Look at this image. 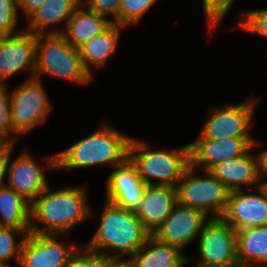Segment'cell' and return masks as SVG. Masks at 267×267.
<instances>
[{"mask_svg":"<svg viewBox=\"0 0 267 267\" xmlns=\"http://www.w3.org/2000/svg\"><path fill=\"white\" fill-rule=\"evenodd\" d=\"M30 208L20 194L9 186H0V227L30 230Z\"/></svg>","mask_w":267,"mask_h":267,"instance_id":"cb8c5ba5","label":"cell"},{"mask_svg":"<svg viewBox=\"0 0 267 267\" xmlns=\"http://www.w3.org/2000/svg\"><path fill=\"white\" fill-rule=\"evenodd\" d=\"M236 0H202L204 18L207 30L212 36Z\"/></svg>","mask_w":267,"mask_h":267,"instance_id":"83f0119b","label":"cell"},{"mask_svg":"<svg viewBox=\"0 0 267 267\" xmlns=\"http://www.w3.org/2000/svg\"><path fill=\"white\" fill-rule=\"evenodd\" d=\"M260 146L256 139L253 146L243 155L224 159L215 164L209 171L229 190H240L242 187L253 189L260 185L257 176L256 158L251 152ZM253 186V187H252Z\"/></svg>","mask_w":267,"mask_h":267,"instance_id":"ac0fdd59","label":"cell"},{"mask_svg":"<svg viewBox=\"0 0 267 267\" xmlns=\"http://www.w3.org/2000/svg\"><path fill=\"white\" fill-rule=\"evenodd\" d=\"M238 264L267 265V225L236 231Z\"/></svg>","mask_w":267,"mask_h":267,"instance_id":"603a6c76","label":"cell"},{"mask_svg":"<svg viewBox=\"0 0 267 267\" xmlns=\"http://www.w3.org/2000/svg\"><path fill=\"white\" fill-rule=\"evenodd\" d=\"M111 24L105 17L86 9L81 4L68 20L61 35L70 45L78 49L91 38L100 35Z\"/></svg>","mask_w":267,"mask_h":267,"instance_id":"7402d4cb","label":"cell"},{"mask_svg":"<svg viewBox=\"0 0 267 267\" xmlns=\"http://www.w3.org/2000/svg\"><path fill=\"white\" fill-rule=\"evenodd\" d=\"M260 101L250 94L245 101L212 107L196 139H255L250 129L254 126V111Z\"/></svg>","mask_w":267,"mask_h":267,"instance_id":"52a82bcc","label":"cell"},{"mask_svg":"<svg viewBox=\"0 0 267 267\" xmlns=\"http://www.w3.org/2000/svg\"><path fill=\"white\" fill-rule=\"evenodd\" d=\"M86 185L65 186L53 191L48 186L30 208V233L66 235L93 217ZM42 224V225H41Z\"/></svg>","mask_w":267,"mask_h":267,"instance_id":"6da1fadb","label":"cell"},{"mask_svg":"<svg viewBox=\"0 0 267 267\" xmlns=\"http://www.w3.org/2000/svg\"><path fill=\"white\" fill-rule=\"evenodd\" d=\"M256 158L257 176L260 185H263L267 180V148L258 154H254Z\"/></svg>","mask_w":267,"mask_h":267,"instance_id":"836d02e7","label":"cell"},{"mask_svg":"<svg viewBox=\"0 0 267 267\" xmlns=\"http://www.w3.org/2000/svg\"><path fill=\"white\" fill-rule=\"evenodd\" d=\"M19 13L18 0H0V36L21 32L17 29Z\"/></svg>","mask_w":267,"mask_h":267,"instance_id":"f546056e","label":"cell"},{"mask_svg":"<svg viewBox=\"0 0 267 267\" xmlns=\"http://www.w3.org/2000/svg\"><path fill=\"white\" fill-rule=\"evenodd\" d=\"M122 28L126 27L118 24H111L100 35L91 38L90 41L78 48L84 68L94 77L93 68H104L110 60V56L115 53L120 40Z\"/></svg>","mask_w":267,"mask_h":267,"instance_id":"44dd1931","label":"cell"},{"mask_svg":"<svg viewBox=\"0 0 267 267\" xmlns=\"http://www.w3.org/2000/svg\"><path fill=\"white\" fill-rule=\"evenodd\" d=\"M9 89L7 84L0 83V135L16 144L20 137L13 131Z\"/></svg>","mask_w":267,"mask_h":267,"instance_id":"f1b7e54d","label":"cell"},{"mask_svg":"<svg viewBox=\"0 0 267 267\" xmlns=\"http://www.w3.org/2000/svg\"><path fill=\"white\" fill-rule=\"evenodd\" d=\"M13 151L12 148L7 163L5 184L31 204L49 186L45 172L56 170V153L43 156L45 162L41 166L36 163L27 148L12 159Z\"/></svg>","mask_w":267,"mask_h":267,"instance_id":"30bf717a","label":"cell"},{"mask_svg":"<svg viewBox=\"0 0 267 267\" xmlns=\"http://www.w3.org/2000/svg\"><path fill=\"white\" fill-rule=\"evenodd\" d=\"M254 192L246 190L229 191L227 207L221 217L235 231L267 225V192L262 185Z\"/></svg>","mask_w":267,"mask_h":267,"instance_id":"4fadbf2b","label":"cell"},{"mask_svg":"<svg viewBox=\"0 0 267 267\" xmlns=\"http://www.w3.org/2000/svg\"><path fill=\"white\" fill-rule=\"evenodd\" d=\"M189 165L178 182V203L204 212L210 218L222 217L227 207L229 190L210 172ZM197 174V175H196Z\"/></svg>","mask_w":267,"mask_h":267,"instance_id":"8992f818","label":"cell"},{"mask_svg":"<svg viewBox=\"0 0 267 267\" xmlns=\"http://www.w3.org/2000/svg\"><path fill=\"white\" fill-rule=\"evenodd\" d=\"M46 0H18L19 11L24 18H28L36 11Z\"/></svg>","mask_w":267,"mask_h":267,"instance_id":"e575fe53","label":"cell"},{"mask_svg":"<svg viewBox=\"0 0 267 267\" xmlns=\"http://www.w3.org/2000/svg\"><path fill=\"white\" fill-rule=\"evenodd\" d=\"M131 136L102 123L87 137L56 152V169H87L93 166L116 167L128 158Z\"/></svg>","mask_w":267,"mask_h":267,"instance_id":"3957f363","label":"cell"},{"mask_svg":"<svg viewBox=\"0 0 267 267\" xmlns=\"http://www.w3.org/2000/svg\"><path fill=\"white\" fill-rule=\"evenodd\" d=\"M178 203L177 189L166 185H146L135 215L152 235Z\"/></svg>","mask_w":267,"mask_h":267,"instance_id":"e0dca14e","label":"cell"},{"mask_svg":"<svg viewBox=\"0 0 267 267\" xmlns=\"http://www.w3.org/2000/svg\"><path fill=\"white\" fill-rule=\"evenodd\" d=\"M104 260L105 257L83 245L72 255L67 267H102Z\"/></svg>","mask_w":267,"mask_h":267,"instance_id":"1f68e13d","label":"cell"},{"mask_svg":"<svg viewBox=\"0 0 267 267\" xmlns=\"http://www.w3.org/2000/svg\"><path fill=\"white\" fill-rule=\"evenodd\" d=\"M80 5L81 0H46L41 7L25 19L27 26L24 30L35 35L62 34L68 20ZM62 23L65 26L57 27ZM55 25L57 28L54 27Z\"/></svg>","mask_w":267,"mask_h":267,"instance_id":"d6986e66","label":"cell"},{"mask_svg":"<svg viewBox=\"0 0 267 267\" xmlns=\"http://www.w3.org/2000/svg\"><path fill=\"white\" fill-rule=\"evenodd\" d=\"M235 29L267 40V8L240 11Z\"/></svg>","mask_w":267,"mask_h":267,"instance_id":"484cf974","label":"cell"},{"mask_svg":"<svg viewBox=\"0 0 267 267\" xmlns=\"http://www.w3.org/2000/svg\"><path fill=\"white\" fill-rule=\"evenodd\" d=\"M236 267H267V265H257V264H238Z\"/></svg>","mask_w":267,"mask_h":267,"instance_id":"8d00e7d4","label":"cell"},{"mask_svg":"<svg viewBox=\"0 0 267 267\" xmlns=\"http://www.w3.org/2000/svg\"><path fill=\"white\" fill-rule=\"evenodd\" d=\"M6 142L7 140L2 135H0V147H2Z\"/></svg>","mask_w":267,"mask_h":267,"instance_id":"74e56055","label":"cell"},{"mask_svg":"<svg viewBox=\"0 0 267 267\" xmlns=\"http://www.w3.org/2000/svg\"><path fill=\"white\" fill-rule=\"evenodd\" d=\"M199 261L195 267H236V231L221 217L210 218L197 239Z\"/></svg>","mask_w":267,"mask_h":267,"instance_id":"9c48e42d","label":"cell"},{"mask_svg":"<svg viewBox=\"0 0 267 267\" xmlns=\"http://www.w3.org/2000/svg\"><path fill=\"white\" fill-rule=\"evenodd\" d=\"M103 204L98 218V228L83 245L105 258L129 259L150 234L144 229L134 211L106 200Z\"/></svg>","mask_w":267,"mask_h":267,"instance_id":"7a4b0ae2","label":"cell"},{"mask_svg":"<svg viewBox=\"0 0 267 267\" xmlns=\"http://www.w3.org/2000/svg\"><path fill=\"white\" fill-rule=\"evenodd\" d=\"M158 0H121L118 25L126 28L140 23L149 9L154 7Z\"/></svg>","mask_w":267,"mask_h":267,"instance_id":"4316f807","label":"cell"},{"mask_svg":"<svg viewBox=\"0 0 267 267\" xmlns=\"http://www.w3.org/2000/svg\"><path fill=\"white\" fill-rule=\"evenodd\" d=\"M56 77L82 86L93 78L84 68L78 49L61 34L36 35L35 78Z\"/></svg>","mask_w":267,"mask_h":267,"instance_id":"5b68a950","label":"cell"},{"mask_svg":"<svg viewBox=\"0 0 267 267\" xmlns=\"http://www.w3.org/2000/svg\"><path fill=\"white\" fill-rule=\"evenodd\" d=\"M81 4L86 9L105 17L112 24H118L121 0H81Z\"/></svg>","mask_w":267,"mask_h":267,"instance_id":"4dcf8cb0","label":"cell"},{"mask_svg":"<svg viewBox=\"0 0 267 267\" xmlns=\"http://www.w3.org/2000/svg\"><path fill=\"white\" fill-rule=\"evenodd\" d=\"M64 235L28 233L24 239L20 261L21 267H67L79 246L63 242ZM60 237V238H59ZM60 240V241H59Z\"/></svg>","mask_w":267,"mask_h":267,"instance_id":"8fae6325","label":"cell"},{"mask_svg":"<svg viewBox=\"0 0 267 267\" xmlns=\"http://www.w3.org/2000/svg\"><path fill=\"white\" fill-rule=\"evenodd\" d=\"M30 230L0 227V265L10 267V261L19 264L20 253ZM20 236V237H19ZM18 237V238H17Z\"/></svg>","mask_w":267,"mask_h":267,"instance_id":"d4e9b609","label":"cell"},{"mask_svg":"<svg viewBox=\"0 0 267 267\" xmlns=\"http://www.w3.org/2000/svg\"><path fill=\"white\" fill-rule=\"evenodd\" d=\"M263 188L266 190V192H267V182H265L263 185Z\"/></svg>","mask_w":267,"mask_h":267,"instance_id":"f35d334b","label":"cell"},{"mask_svg":"<svg viewBox=\"0 0 267 267\" xmlns=\"http://www.w3.org/2000/svg\"><path fill=\"white\" fill-rule=\"evenodd\" d=\"M146 185L176 187L190 165L189 144L173 149L154 150L148 142L130 138L128 158Z\"/></svg>","mask_w":267,"mask_h":267,"instance_id":"277c9868","label":"cell"},{"mask_svg":"<svg viewBox=\"0 0 267 267\" xmlns=\"http://www.w3.org/2000/svg\"><path fill=\"white\" fill-rule=\"evenodd\" d=\"M102 267H134L130 259L105 258Z\"/></svg>","mask_w":267,"mask_h":267,"instance_id":"d590c367","label":"cell"},{"mask_svg":"<svg viewBox=\"0 0 267 267\" xmlns=\"http://www.w3.org/2000/svg\"><path fill=\"white\" fill-rule=\"evenodd\" d=\"M36 35L22 29L13 35L0 36V83L18 72L28 71L35 78Z\"/></svg>","mask_w":267,"mask_h":267,"instance_id":"7c38bea8","label":"cell"},{"mask_svg":"<svg viewBox=\"0 0 267 267\" xmlns=\"http://www.w3.org/2000/svg\"><path fill=\"white\" fill-rule=\"evenodd\" d=\"M180 248L163 243L149 235L144 244L129 258L134 267H185L190 263Z\"/></svg>","mask_w":267,"mask_h":267,"instance_id":"ffe728a7","label":"cell"},{"mask_svg":"<svg viewBox=\"0 0 267 267\" xmlns=\"http://www.w3.org/2000/svg\"><path fill=\"white\" fill-rule=\"evenodd\" d=\"M146 184L137 174L135 167L127 159L108 174L105 200L116 206L134 211L138 208Z\"/></svg>","mask_w":267,"mask_h":267,"instance_id":"2e32d148","label":"cell"},{"mask_svg":"<svg viewBox=\"0 0 267 267\" xmlns=\"http://www.w3.org/2000/svg\"><path fill=\"white\" fill-rule=\"evenodd\" d=\"M16 144L12 142H6L0 147V186L6 183L7 163L10 155V151Z\"/></svg>","mask_w":267,"mask_h":267,"instance_id":"d6a6232c","label":"cell"},{"mask_svg":"<svg viewBox=\"0 0 267 267\" xmlns=\"http://www.w3.org/2000/svg\"><path fill=\"white\" fill-rule=\"evenodd\" d=\"M44 87L42 80L32 78L9 90L11 122L19 137L47 121L53 106Z\"/></svg>","mask_w":267,"mask_h":267,"instance_id":"ba28073f","label":"cell"},{"mask_svg":"<svg viewBox=\"0 0 267 267\" xmlns=\"http://www.w3.org/2000/svg\"><path fill=\"white\" fill-rule=\"evenodd\" d=\"M254 142L255 139L240 138L195 139L189 143L190 165L196 168L197 172L209 171L215 164L224 159L245 154Z\"/></svg>","mask_w":267,"mask_h":267,"instance_id":"9a60e30c","label":"cell"},{"mask_svg":"<svg viewBox=\"0 0 267 267\" xmlns=\"http://www.w3.org/2000/svg\"><path fill=\"white\" fill-rule=\"evenodd\" d=\"M210 219L200 210L177 203L170 215L152 234L159 241L182 251L198 239L204 224Z\"/></svg>","mask_w":267,"mask_h":267,"instance_id":"5bb4252c","label":"cell"}]
</instances>
